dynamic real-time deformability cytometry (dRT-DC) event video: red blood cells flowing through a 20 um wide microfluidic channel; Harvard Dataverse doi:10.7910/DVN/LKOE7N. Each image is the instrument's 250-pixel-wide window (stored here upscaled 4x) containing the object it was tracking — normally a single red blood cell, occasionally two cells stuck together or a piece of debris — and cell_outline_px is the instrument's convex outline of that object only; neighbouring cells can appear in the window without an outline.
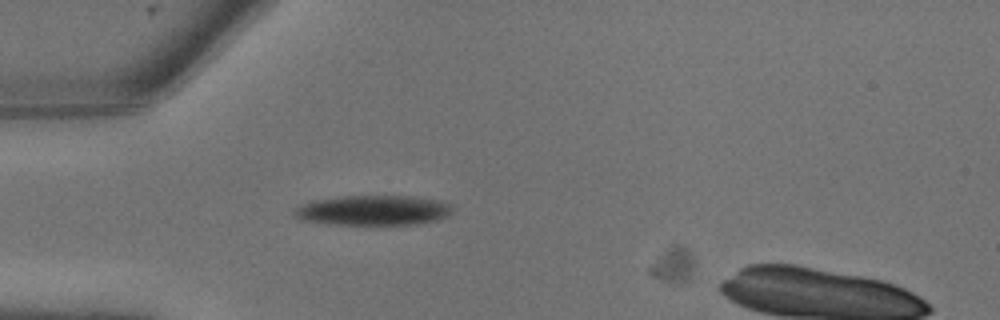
{"species": "common noctule bat (a hibernating species)", "species_latin": "Nyctalus noctula", "temperature_condition": "warm", "stored_images_in_passage": 3, "camera_frame_rate_fps": 3000, "um_per_image_px": 0.085, "animal": {"sex": "male", "body_mass_g": 13.3}, "frame": {"image": 1, "passage_image": 2, "time_ms": 0.333, "image_size_px": [1000, 320], "cell_outline_px": [[452, 208], [444, 216], [436, 220], [416, 224], [328, 224], [300, 220], [292, 212], [292, 208], [300, 204], [312, 200], [344, 196], [412, 196], [440, 200], [452, 204]], "centroid_in_image_um": [31.64, 17.87], "position_along_channel_um": 53.4, "area_um2": 27.69}}